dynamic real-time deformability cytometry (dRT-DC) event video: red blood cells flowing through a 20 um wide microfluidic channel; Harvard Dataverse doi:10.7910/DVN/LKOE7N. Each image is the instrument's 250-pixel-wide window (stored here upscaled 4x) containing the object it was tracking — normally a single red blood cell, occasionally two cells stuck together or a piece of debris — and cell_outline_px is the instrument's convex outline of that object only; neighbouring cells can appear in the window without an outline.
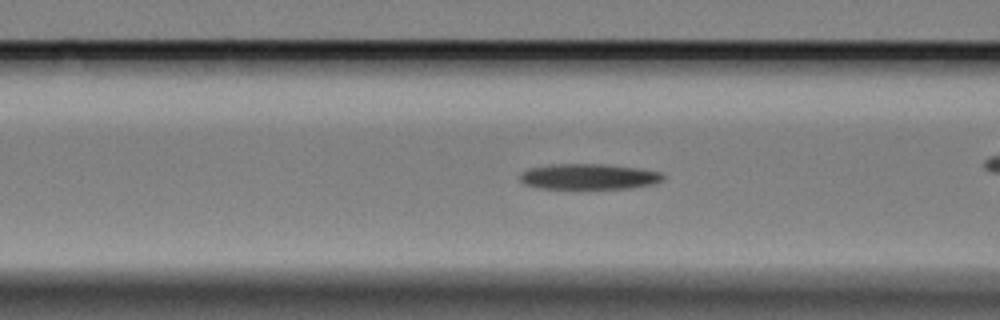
{"species": "Egyptian fruit bat (a non-hibernating species)", "species_latin": "Rousettus aegyptiacus", "temperature_condition": "cold", "stored_images_in_passage": 36, "camera_frame_rate_fps": 3000, "um_per_image_px": 0.085, "animal": {"sex": "female"}, "frame": {"image": 1, "passage_image": 7, "time_ms": 2.0, "image_size_px": [1000, 320], "cell_outline_px": [[664, 180], [652, 184], [628, 188], [536, 188], [524, 184], [520, 180], [520, 172], [528, 168], [548, 164], [608, 164], [644, 168], [660, 172], [664, 176]], "centroid_in_image_um": [50.04, 14.99], "position_along_channel_um": 116.6, "area_um2": 21.62}}
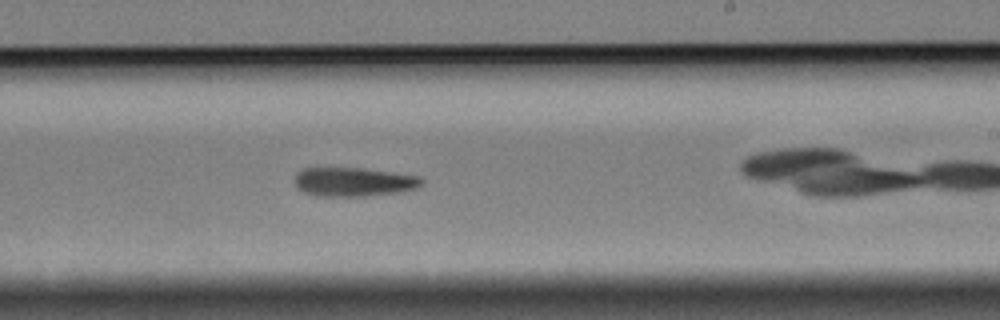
{"frame": {"image": 2, "passage_image": 20, "time_ms": 6.333, "image_size_px": [1000, 320], "cell_outline_px": [[424, 184], [420, 188], [400, 192], [364, 196], [316, 196], [304, 192], [296, 188], [292, 180], [296, 172], [304, 168], [364, 168], [420, 176], [424, 180]], "centroid_in_image_um": [30.06, 15.46], "position_along_channel_um": 258.9, "area_um2": 21.91}}
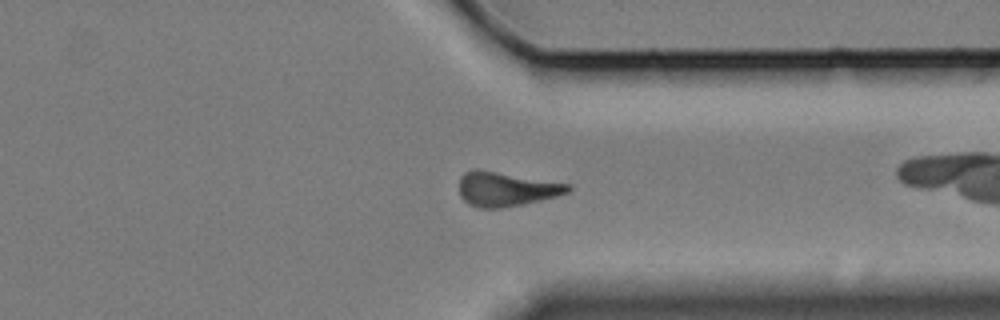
{"frame": {"image": 3, "passage_image": 30, "time_ms": 9.667, "image_size_px": [1000, 320], "cell_outline_px": [[572, 188], [568, 192], [556, 196], [540, 200], [500, 208], [476, 208], [468, 204], [460, 196], [460, 176], [464, 172], [476, 168], [572, 184]], "centroid_in_image_um": [43.0, 16.06], "position_along_channel_um": 368.4, "area_um2": 21.85}, "authors_computed_cell_mechanics": {"area_um2": 21.5883, "velocity_mm_per_s": 3.2953, "shape_relaxation_time_tau1_ms": 8.0488, "shape_relaxation_time_tau2_ms": null, "deformation_change_tau1": 0.1675, "deformation_change_tau2": null}}